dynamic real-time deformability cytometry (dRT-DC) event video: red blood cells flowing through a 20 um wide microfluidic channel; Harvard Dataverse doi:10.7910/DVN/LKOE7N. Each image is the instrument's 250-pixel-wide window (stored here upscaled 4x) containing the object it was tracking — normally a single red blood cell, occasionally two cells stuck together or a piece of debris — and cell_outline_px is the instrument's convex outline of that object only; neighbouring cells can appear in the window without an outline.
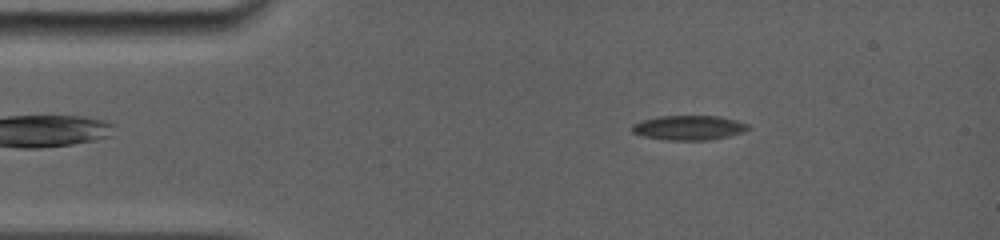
{"species": "common noctule bat (a hibernating species)", "species_latin": "Nyctalus noctula", "temperature_condition": "room temperature", "stored_images_in_passage": 29, "camera_frame_rate_fps": 5000, "um_per_image_px": 0.085, "animal": {"sex": "female", "body_mass_g": 19.0, "forearm_length_mm": 56.7}, "frame": {"image": 1, "passage_image": 7, "time_ms": 2.4, "image_size_px": [1000, 240], "cell_outline_px": [[752, 128], [744, 132], [712, 140], [668, 140], [644, 136], [632, 132], [628, 128], [632, 124], [640, 120], [660, 116], [720, 116], [736, 120], [748, 124]], "centroid_in_image_um": [58.54, 10.85], "position_along_channel_um": 26.5, "area_um2": 16.88}}
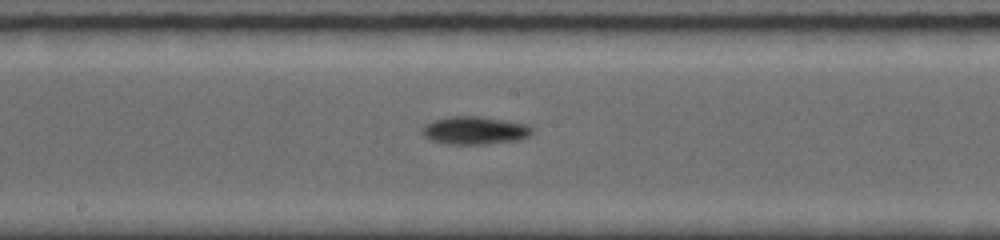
{"frame": {"image": 2, "passage_image": 20, "time_ms": 8.4, "image_size_px": [1000, 240], "cell_outline_px": [[536, 128], [528, 136], [520, 140], [484, 144], [444, 144], [432, 140], [424, 136], [420, 132], [424, 124], [432, 120], [452, 116], [480, 116], [528, 124]], "centroid_in_image_um": [40.36, 11.08], "position_along_channel_um": 207.8, "area_um2": 18.15}}
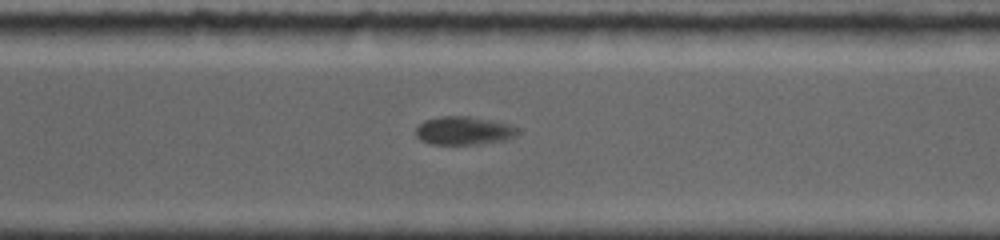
{"frame": {"image": 3, "passage_image": 29, "time_ms": 11.6, "image_size_px": [1000, 240], "cell_outline_px": [[520, 132], [516, 136], [504, 140], [476, 144], [432, 144], [420, 140], [416, 136], [416, 128], [424, 120], [440, 116], [468, 116], [508, 124], [516, 128]], "centroid_in_image_um": [39.39, 11.11], "position_along_channel_um": 331.2, "area_um2": 16.65}}